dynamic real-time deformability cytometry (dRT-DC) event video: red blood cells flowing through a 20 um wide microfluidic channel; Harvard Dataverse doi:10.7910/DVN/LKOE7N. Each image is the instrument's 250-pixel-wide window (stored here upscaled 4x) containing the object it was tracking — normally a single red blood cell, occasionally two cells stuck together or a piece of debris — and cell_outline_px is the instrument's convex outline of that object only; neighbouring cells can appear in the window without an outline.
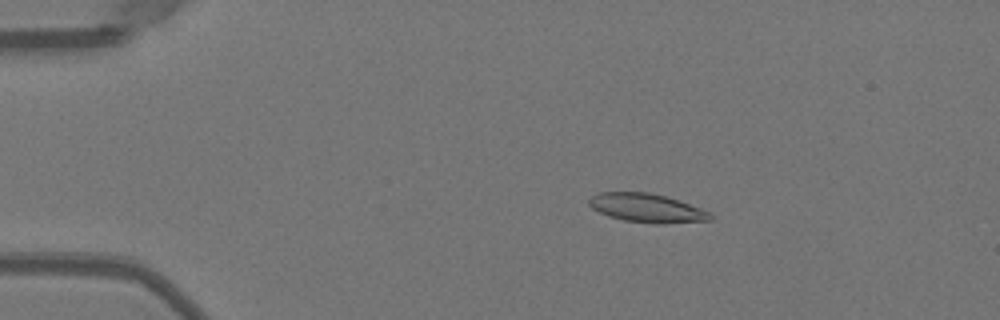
{"species": "Egyptian fruit bat (a non-hibernating species)", "species_latin": "Rousettus aegyptiacus", "temperature_condition": "warm", "stored_images_in_passage": 50, "camera_frame_rate_fps": 3000, "um_per_image_px": 0.085, "animal": {"sex": "female"}, "frame": {"image": 1, "passage_image": 9, "time_ms": 2.667, "image_size_px": [1000, 320], "cell_outline_px": [[712, 220], [664, 224], [656, 224], [624, 220], [608, 216], [592, 208], [588, 204], [588, 200], [592, 196], [600, 192], [648, 192], [664, 196], [712, 212]], "centroid_in_image_um": [54.98, 17.69], "position_along_channel_um": 30.0, "area_um2": 20.23}}
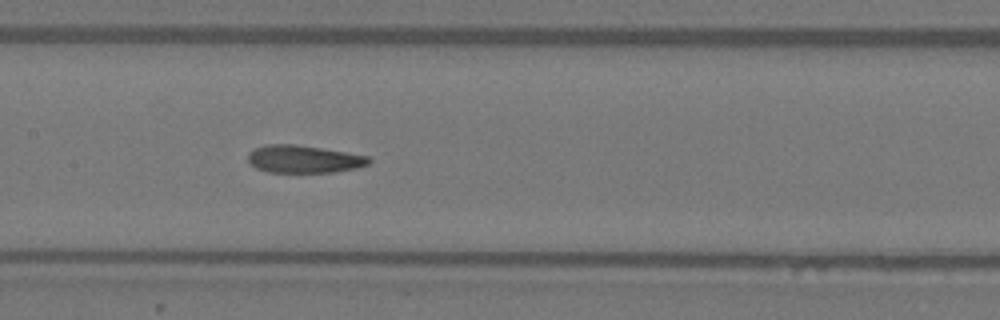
{"frame": {"image": 2, "passage_image": 25, "time_ms": 8.0, "image_size_px": [1000, 320], "cell_outline_px": [[372, 160], [368, 164], [356, 168], [332, 172], [268, 172], [256, 168], [248, 160], [248, 152], [252, 148], [268, 144], [296, 144], [368, 156]], "centroid_in_image_um": [25.78, 13.52], "position_along_channel_um": 181.6, "area_um2": 19.36}}
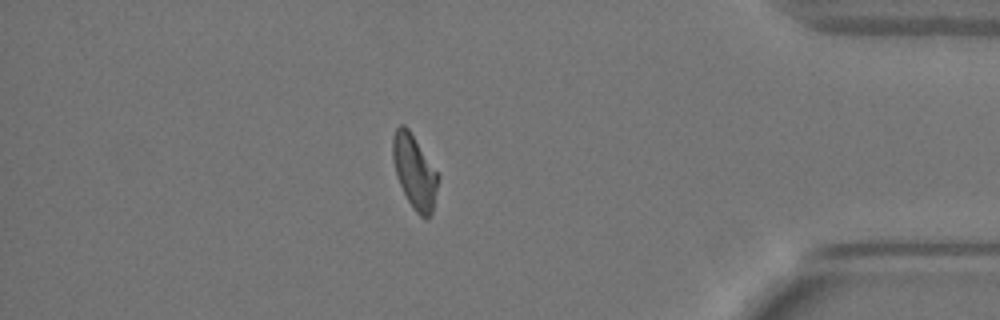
{"frame": {"image": 3, "passage_image": 44, "time_ms": 14.333, "image_size_px": [1000, 320], "cell_outline_px": [[440, 176], [432, 212], [428, 220], [420, 216], [416, 212], [408, 200], [396, 176], [392, 160], [392, 136], [396, 128], [400, 124], [404, 124], [408, 128]], "centroid_in_image_um": [35.22, 14.59], "position_along_channel_um": 400.0, "area_um2": 19.48}}